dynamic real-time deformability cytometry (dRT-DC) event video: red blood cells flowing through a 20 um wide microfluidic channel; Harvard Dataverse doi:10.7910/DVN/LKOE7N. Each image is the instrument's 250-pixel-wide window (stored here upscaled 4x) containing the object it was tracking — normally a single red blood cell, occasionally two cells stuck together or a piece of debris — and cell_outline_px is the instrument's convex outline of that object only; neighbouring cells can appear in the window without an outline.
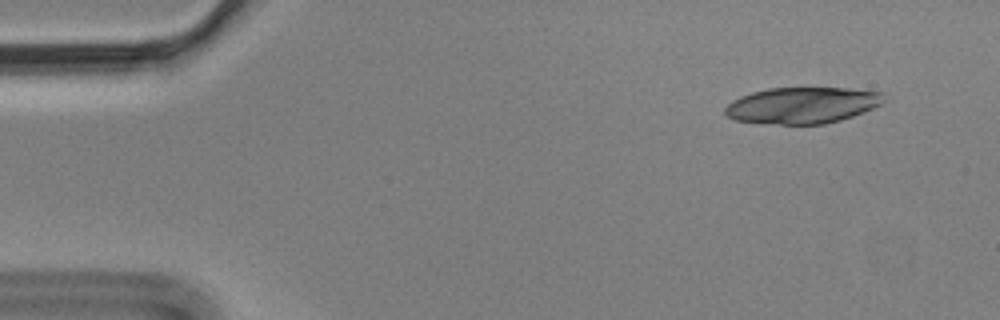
{"species": "Egyptian fruit bat (a non-hibernating species)", "species_latin": "Rousettus aegyptiacus", "temperature_condition": "cold", "stored_images_in_passage": 4, "camera_frame_rate_fps": 3000, "um_per_image_px": 0.085, "animal": {"sex": "male"}, "frame": {"image": 1, "passage_image": 1, "time_ms": 0.0, "image_size_px": [1000, 320], "cell_outline_px": [[884, 100], [880, 104], [864, 112], [840, 120], [824, 124], [780, 124], [736, 120], [728, 116], [724, 112], [724, 108], [732, 100], [740, 96], [752, 92], [768, 88], [848, 88], [884, 92]], "centroid_in_image_um": [68.2, 8.94], "position_along_channel_um": 16.8, "area_um2": 33.47}}